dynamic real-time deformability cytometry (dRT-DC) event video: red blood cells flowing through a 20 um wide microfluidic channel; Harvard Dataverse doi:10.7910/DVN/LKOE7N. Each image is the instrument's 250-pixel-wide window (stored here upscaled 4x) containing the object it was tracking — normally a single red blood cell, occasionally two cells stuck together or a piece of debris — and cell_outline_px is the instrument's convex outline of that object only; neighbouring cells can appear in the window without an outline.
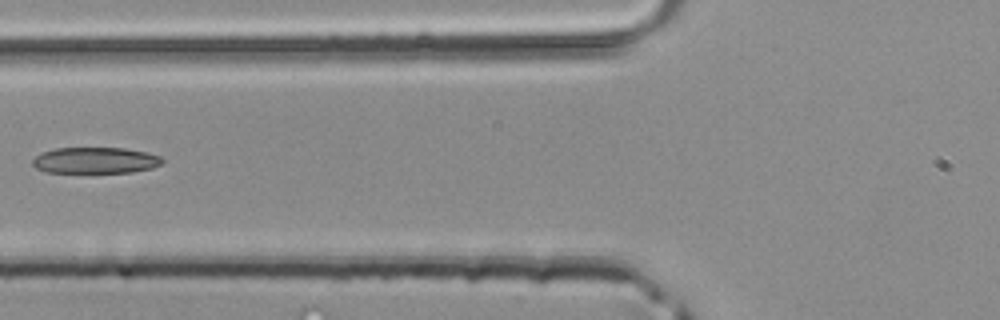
{"species": "common noctule bat (a hibernating species)", "species_latin": "Nyctalus noctula", "temperature_condition": "room temperature", "stored_images_in_passage": 4, "camera_frame_rate_fps": 3000, "um_per_image_px": 0.085, "animal": {"sex": "male", "body_mass_g": 20.4}, "frame": {"image": 1, "passage_image": 4, "time_ms": 1.0, "image_size_px": [1000, 320], "cell_outline_px": [[164, 160], [160, 164], [152, 168], [132, 172], [44, 172], [36, 168], [32, 164], [32, 160], [40, 152], [56, 148], [124, 148], [148, 152], [160, 156]], "centroid_in_image_um": [8.09, 13.62], "position_along_channel_um": 117.7, "area_um2": 19.83}}